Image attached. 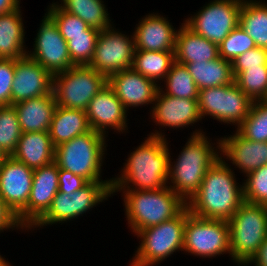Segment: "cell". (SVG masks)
<instances>
[{
    "instance_id": "27",
    "label": "cell",
    "mask_w": 267,
    "mask_h": 266,
    "mask_svg": "<svg viewBox=\"0 0 267 266\" xmlns=\"http://www.w3.org/2000/svg\"><path fill=\"white\" fill-rule=\"evenodd\" d=\"M186 67L199 90L229 85L234 82L232 62L224 60L220 56L210 61L188 63Z\"/></svg>"
},
{
    "instance_id": "20",
    "label": "cell",
    "mask_w": 267,
    "mask_h": 266,
    "mask_svg": "<svg viewBox=\"0 0 267 266\" xmlns=\"http://www.w3.org/2000/svg\"><path fill=\"white\" fill-rule=\"evenodd\" d=\"M177 30L163 15L154 12L143 17L134 32L135 51H175Z\"/></svg>"
},
{
    "instance_id": "35",
    "label": "cell",
    "mask_w": 267,
    "mask_h": 266,
    "mask_svg": "<svg viewBox=\"0 0 267 266\" xmlns=\"http://www.w3.org/2000/svg\"><path fill=\"white\" fill-rule=\"evenodd\" d=\"M99 33V30L88 27L86 34L68 35L67 47L74 66L90 64Z\"/></svg>"
},
{
    "instance_id": "30",
    "label": "cell",
    "mask_w": 267,
    "mask_h": 266,
    "mask_svg": "<svg viewBox=\"0 0 267 266\" xmlns=\"http://www.w3.org/2000/svg\"><path fill=\"white\" fill-rule=\"evenodd\" d=\"M174 62V52L135 51L131 68L158 83L165 79Z\"/></svg>"
},
{
    "instance_id": "23",
    "label": "cell",
    "mask_w": 267,
    "mask_h": 266,
    "mask_svg": "<svg viewBox=\"0 0 267 266\" xmlns=\"http://www.w3.org/2000/svg\"><path fill=\"white\" fill-rule=\"evenodd\" d=\"M174 56L177 63L186 65L216 59L219 57V49L217 44L182 23L177 31Z\"/></svg>"
},
{
    "instance_id": "15",
    "label": "cell",
    "mask_w": 267,
    "mask_h": 266,
    "mask_svg": "<svg viewBox=\"0 0 267 266\" xmlns=\"http://www.w3.org/2000/svg\"><path fill=\"white\" fill-rule=\"evenodd\" d=\"M34 170L7 156L0 165V196L17 216L28 204Z\"/></svg>"
},
{
    "instance_id": "18",
    "label": "cell",
    "mask_w": 267,
    "mask_h": 266,
    "mask_svg": "<svg viewBox=\"0 0 267 266\" xmlns=\"http://www.w3.org/2000/svg\"><path fill=\"white\" fill-rule=\"evenodd\" d=\"M150 116L158 126L172 129L189 127L202 120L198 99L178 98L164 94L159 88ZM152 113V114H151Z\"/></svg>"
},
{
    "instance_id": "12",
    "label": "cell",
    "mask_w": 267,
    "mask_h": 266,
    "mask_svg": "<svg viewBox=\"0 0 267 266\" xmlns=\"http://www.w3.org/2000/svg\"><path fill=\"white\" fill-rule=\"evenodd\" d=\"M130 36L117 31L114 25L100 31L89 66L107 78L121 70L130 69L135 52L134 35Z\"/></svg>"
},
{
    "instance_id": "44",
    "label": "cell",
    "mask_w": 267,
    "mask_h": 266,
    "mask_svg": "<svg viewBox=\"0 0 267 266\" xmlns=\"http://www.w3.org/2000/svg\"><path fill=\"white\" fill-rule=\"evenodd\" d=\"M22 229L24 227L19 223L17 216L13 211L6 205L3 198L0 196V232L4 230Z\"/></svg>"
},
{
    "instance_id": "4",
    "label": "cell",
    "mask_w": 267,
    "mask_h": 266,
    "mask_svg": "<svg viewBox=\"0 0 267 266\" xmlns=\"http://www.w3.org/2000/svg\"><path fill=\"white\" fill-rule=\"evenodd\" d=\"M125 216L133 233L176 217L187 203L170 187L123 191Z\"/></svg>"
},
{
    "instance_id": "9",
    "label": "cell",
    "mask_w": 267,
    "mask_h": 266,
    "mask_svg": "<svg viewBox=\"0 0 267 266\" xmlns=\"http://www.w3.org/2000/svg\"><path fill=\"white\" fill-rule=\"evenodd\" d=\"M183 251L202 258L231 257L228 222L197 217L186 206Z\"/></svg>"
},
{
    "instance_id": "47",
    "label": "cell",
    "mask_w": 267,
    "mask_h": 266,
    "mask_svg": "<svg viewBox=\"0 0 267 266\" xmlns=\"http://www.w3.org/2000/svg\"><path fill=\"white\" fill-rule=\"evenodd\" d=\"M12 264H10L8 261L5 260L4 257H2L0 255V266H11Z\"/></svg>"
},
{
    "instance_id": "43",
    "label": "cell",
    "mask_w": 267,
    "mask_h": 266,
    "mask_svg": "<svg viewBox=\"0 0 267 266\" xmlns=\"http://www.w3.org/2000/svg\"><path fill=\"white\" fill-rule=\"evenodd\" d=\"M88 181L72 172L59 168V188L58 192L71 194L84 187Z\"/></svg>"
},
{
    "instance_id": "33",
    "label": "cell",
    "mask_w": 267,
    "mask_h": 266,
    "mask_svg": "<svg viewBox=\"0 0 267 266\" xmlns=\"http://www.w3.org/2000/svg\"><path fill=\"white\" fill-rule=\"evenodd\" d=\"M236 131L250 141L267 142V100L253 101L248 116Z\"/></svg>"
},
{
    "instance_id": "26",
    "label": "cell",
    "mask_w": 267,
    "mask_h": 266,
    "mask_svg": "<svg viewBox=\"0 0 267 266\" xmlns=\"http://www.w3.org/2000/svg\"><path fill=\"white\" fill-rule=\"evenodd\" d=\"M91 130L86 111L56 106L49 128V136L56 147Z\"/></svg>"
},
{
    "instance_id": "28",
    "label": "cell",
    "mask_w": 267,
    "mask_h": 266,
    "mask_svg": "<svg viewBox=\"0 0 267 266\" xmlns=\"http://www.w3.org/2000/svg\"><path fill=\"white\" fill-rule=\"evenodd\" d=\"M239 25L259 48L267 49V4L257 0H243Z\"/></svg>"
},
{
    "instance_id": "37",
    "label": "cell",
    "mask_w": 267,
    "mask_h": 266,
    "mask_svg": "<svg viewBox=\"0 0 267 266\" xmlns=\"http://www.w3.org/2000/svg\"><path fill=\"white\" fill-rule=\"evenodd\" d=\"M74 219V204L68 194L58 192L53 198L47 212L30 228L44 227L45 225H52L68 222Z\"/></svg>"
},
{
    "instance_id": "16",
    "label": "cell",
    "mask_w": 267,
    "mask_h": 266,
    "mask_svg": "<svg viewBox=\"0 0 267 266\" xmlns=\"http://www.w3.org/2000/svg\"><path fill=\"white\" fill-rule=\"evenodd\" d=\"M86 115L90 128L105 136L108 129L128 130L127 110L108 83L90 100Z\"/></svg>"
},
{
    "instance_id": "42",
    "label": "cell",
    "mask_w": 267,
    "mask_h": 266,
    "mask_svg": "<svg viewBox=\"0 0 267 266\" xmlns=\"http://www.w3.org/2000/svg\"><path fill=\"white\" fill-rule=\"evenodd\" d=\"M15 75V60L0 59V106H11V89Z\"/></svg>"
},
{
    "instance_id": "46",
    "label": "cell",
    "mask_w": 267,
    "mask_h": 266,
    "mask_svg": "<svg viewBox=\"0 0 267 266\" xmlns=\"http://www.w3.org/2000/svg\"><path fill=\"white\" fill-rule=\"evenodd\" d=\"M20 7V0H0V14L12 12Z\"/></svg>"
},
{
    "instance_id": "3",
    "label": "cell",
    "mask_w": 267,
    "mask_h": 266,
    "mask_svg": "<svg viewBox=\"0 0 267 266\" xmlns=\"http://www.w3.org/2000/svg\"><path fill=\"white\" fill-rule=\"evenodd\" d=\"M209 140L201 129L195 130L176 161L173 163L170 158L168 187L186 203L199 190L207 170L221 158V139L216 147Z\"/></svg>"
},
{
    "instance_id": "38",
    "label": "cell",
    "mask_w": 267,
    "mask_h": 266,
    "mask_svg": "<svg viewBox=\"0 0 267 266\" xmlns=\"http://www.w3.org/2000/svg\"><path fill=\"white\" fill-rule=\"evenodd\" d=\"M255 47H257L255 41L238 25L218 46L219 56L233 62L238 56Z\"/></svg>"
},
{
    "instance_id": "8",
    "label": "cell",
    "mask_w": 267,
    "mask_h": 266,
    "mask_svg": "<svg viewBox=\"0 0 267 266\" xmlns=\"http://www.w3.org/2000/svg\"><path fill=\"white\" fill-rule=\"evenodd\" d=\"M108 83V78L89 65L72 66L53 77L58 106L86 111L90 100Z\"/></svg>"
},
{
    "instance_id": "19",
    "label": "cell",
    "mask_w": 267,
    "mask_h": 266,
    "mask_svg": "<svg viewBox=\"0 0 267 266\" xmlns=\"http://www.w3.org/2000/svg\"><path fill=\"white\" fill-rule=\"evenodd\" d=\"M108 84L115 91L126 110L153 104L160 84L146 78L132 68L121 70L108 78Z\"/></svg>"
},
{
    "instance_id": "13",
    "label": "cell",
    "mask_w": 267,
    "mask_h": 266,
    "mask_svg": "<svg viewBox=\"0 0 267 266\" xmlns=\"http://www.w3.org/2000/svg\"><path fill=\"white\" fill-rule=\"evenodd\" d=\"M43 17L34 39L33 51L28 50L27 56L54 76L74 65L68 52L67 41L60 34L56 23L47 13Z\"/></svg>"
},
{
    "instance_id": "11",
    "label": "cell",
    "mask_w": 267,
    "mask_h": 266,
    "mask_svg": "<svg viewBox=\"0 0 267 266\" xmlns=\"http://www.w3.org/2000/svg\"><path fill=\"white\" fill-rule=\"evenodd\" d=\"M243 0H213L195 15L186 18L184 24L198 35L218 46L239 25Z\"/></svg>"
},
{
    "instance_id": "29",
    "label": "cell",
    "mask_w": 267,
    "mask_h": 266,
    "mask_svg": "<svg viewBox=\"0 0 267 266\" xmlns=\"http://www.w3.org/2000/svg\"><path fill=\"white\" fill-rule=\"evenodd\" d=\"M57 4L62 10L78 16L91 28L99 31L113 24L103 0H60Z\"/></svg>"
},
{
    "instance_id": "45",
    "label": "cell",
    "mask_w": 267,
    "mask_h": 266,
    "mask_svg": "<svg viewBox=\"0 0 267 266\" xmlns=\"http://www.w3.org/2000/svg\"><path fill=\"white\" fill-rule=\"evenodd\" d=\"M255 266H267V238L260 245L257 252L252 256V258L245 264H252Z\"/></svg>"
},
{
    "instance_id": "34",
    "label": "cell",
    "mask_w": 267,
    "mask_h": 266,
    "mask_svg": "<svg viewBox=\"0 0 267 266\" xmlns=\"http://www.w3.org/2000/svg\"><path fill=\"white\" fill-rule=\"evenodd\" d=\"M234 82L252 101L267 100V65L240 72Z\"/></svg>"
},
{
    "instance_id": "41",
    "label": "cell",
    "mask_w": 267,
    "mask_h": 266,
    "mask_svg": "<svg viewBox=\"0 0 267 266\" xmlns=\"http://www.w3.org/2000/svg\"><path fill=\"white\" fill-rule=\"evenodd\" d=\"M267 65V49L255 47L238 56L232 62L234 78L242 71L249 68Z\"/></svg>"
},
{
    "instance_id": "39",
    "label": "cell",
    "mask_w": 267,
    "mask_h": 266,
    "mask_svg": "<svg viewBox=\"0 0 267 266\" xmlns=\"http://www.w3.org/2000/svg\"><path fill=\"white\" fill-rule=\"evenodd\" d=\"M242 183L244 201L267 206V165L250 172Z\"/></svg>"
},
{
    "instance_id": "22",
    "label": "cell",
    "mask_w": 267,
    "mask_h": 266,
    "mask_svg": "<svg viewBox=\"0 0 267 266\" xmlns=\"http://www.w3.org/2000/svg\"><path fill=\"white\" fill-rule=\"evenodd\" d=\"M12 106L16 109L22 133L48 132L57 103L52 92Z\"/></svg>"
},
{
    "instance_id": "2",
    "label": "cell",
    "mask_w": 267,
    "mask_h": 266,
    "mask_svg": "<svg viewBox=\"0 0 267 266\" xmlns=\"http://www.w3.org/2000/svg\"><path fill=\"white\" fill-rule=\"evenodd\" d=\"M219 158L205 173L199 190L187 202L197 217L229 221L244 202L243 185L236 182L234 170Z\"/></svg>"
},
{
    "instance_id": "14",
    "label": "cell",
    "mask_w": 267,
    "mask_h": 266,
    "mask_svg": "<svg viewBox=\"0 0 267 266\" xmlns=\"http://www.w3.org/2000/svg\"><path fill=\"white\" fill-rule=\"evenodd\" d=\"M59 188V168L53 162L35 169L27 206L17 215L19 223L29 230L48 210Z\"/></svg>"
},
{
    "instance_id": "17",
    "label": "cell",
    "mask_w": 267,
    "mask_h": 266,
    "mask_svg": "<svg viewBox=\"0 0 267 266\" xmlns=\"http://www.w3.org/2000/svg\"><path fill=\"white\" fill-rule=\"evenodd\" d=\"M53 75L27 55L15 60L11 105L53 92Z\"/></svg>"
},
{
    "instance_id": "48",
    "label": "cell",
    "mask_w": 267,
    "mask_h": 266,
    "mask_svg": "<svg viewBox=\"0 0 267 266\" xmlns=\"http://www.w3.org/2000/svg\"><path fill=\"white\" fill-rule=\"evenodd\" d=\"M8 155L2 150V148L0 147V165L2 164V162L4 161V159L7 157Z\"/></svg>"
},
{
    "instance_id": "7",
    "label": "cell",
    "mask_w": 267,
    "mask_h": 266,
    "mask_svg": "<svg viewBox=\"0 0 267 266\" xmlns=\"http://www.w3.org/2000/svg\"><path fill=\"white\" fill-rule=\"evenodd\" d=\"M185 223L186 207L176 217L137 232L141 243L129 265L153 266L183 251Z\"/></svg>"
},
{
    "instance_id": "6",
    "label": "cell",
    "mask_w": 267,
    "mask_h": 266,
    "mask_svg": "<svg viewBox=\"0 0 267 266\" xmlns=\"http://www.w3.org/2000/svg\"><path fill=\"white\" fill-rule=\"evenodd\" d=\"M228 225L231 259L245 266L267 238V206L244 201Z\"/></svg>"
},
{
    "instance_id": "21",
    "label": "cell",
    "mask_w": 267,
    "mask_h": 266,
    "mask_svg": "<svg viewBox=\"0 0 267 266\" xmlns=\"http://www.w3.org/2000/svg\"><path fill=\"white\" fill-rule=\"evenodd\" d=\"M221 155L247 175L267 165V142L250 141L236 131L233 135L221 138Z\"/></svg>"
},
{
    "instance_id": "5",
    "label": "cell",
    "mask_w": 267,
    "mask_h": 266,
    "mask_svg": "<svg viewBox=\"0 0 267 266\" xmlns=\"http://www.w3.org/2000/svg\"><path fill=\"white\" fill-rule=\"evenodd\" d=\"M106 137L94 130L76 136L55 147L54 162L58 168L85 178L88 182H111L101 180Z\"/></svg>"
},
{
    "instance_id": "36",
    "label": "cell",
    "mask_w": 267,
    "mask_h": 266,
    "mask_svg": "<svg viewBox=\"0 0 267 266\" xmlns=\"http://www.w3.org/2000/svg\"><path fill=\"white\" fill-rule=\"evenodd\" d=\"M22 131L16 109L11 106H0V147L8 155L17 148Z\"/></svg>"
},
{
    "instance_id": "24",
    "label": "cell",
    "mask_w": 267,
    "mask_h": 266,
    "mask_svg": "<svg viewBox=\"0 0 267 266\" xmlns=\"http://www.w3.org/2000/svg\"><path fill=\"white\" fill-rule=\"evenodd\" d=\"M55 146L49 132L22 133L12 157L35 170L54 162Z\"/></svg>"
},
{
    "instance_id": "1",
    "label": "cell",
    "mask_w": 267,
    "mask_h": 266,
    "mask_svg": "<svg viewBox=\"0 0 267 266\" xmlns=\"http://www.w3.org/2000/svg\"><path fill=\"white\" fill-rule=\"evenodd\" d=\"M145 138V141L128 156L122 173L112 178V194L168 187L171 153L165 133L155 130Z\"/></svg>"
},
{
    "instance_id": "10",
    "label": "cell",
    "mask_w": 267,
    "mask_h": 266,
    "mask_svg": "<svg viewBox=\"0 0 267 266\" xmlns=\"http://www.w3.org/2000/svg\"><path fill=\"white\" fill-rule=\"evenodd\" d=\"M253 101L235 82L199 90L198 107L201 118L210 116L220 123L238 127L248 116Z\"/></svg>"
},
{
    "instance_id": "32",
    "label": "cell",
    "mask_w": 267,
    "mask_h": 266,
    "mask_svg": "<svg viewBox=\"0 0 267 266\" xmlns=\"http://www.w3.org/2000/svg\"><path fill=\"white\" fill-rule=\"evenodd\" d=\"M112 194L111 182H88L81 189L68 194L73 199L74 204V219L89 212L100 202H104Z\"/></svg>"
},
{
    "instance_id": "31",
    "label": "cell",
    "mask_w": 267,
    "mask_h": 266,
    "mask_svg": "<svg viewBox=\"0 0 267 266\" xmlns=\"http://www.w3.org/2000/svg\"><path fill=\"white\" fill-rule=\"evenodd\" d=\"M163 81L166 89L163 90L161 86L159 88L164 94L178 98L198 99L199 89L186 65L175 61Z\"/></svg>"
},
{
    "instance_id": "40",
    "label": "cell",
    "mask_w": 267,
    "mask_h": 266,
    "mask_svg": "<svg viewBox=\"0 0 267 266\" xmlns=\"http://www.w3.org/2000/svg\"><path fill=\"white\" fill-rule=\"evenodd\" d=\"M57 3L52 2L46 13L56 23L62 37L68 41V35L86 34V29L89 27L87 23L78 16L62 10Z\"/></svg>"
},
{
    "instance_id": "25",
    "label": "cell",
    "mask_w": 267,
    "mask_h": 266,
    "mask_svg": "<svg viewBox=\"0 0 267 266\" xmlns=\"http://www.w3.org/2000/svg\"><path fill=\"white\" fill-rule=\"evenodd\" d=\"M18 9L0 14V59H20L27 55L24 46L23 16Z\"/></svg>"
}]
</instances>
